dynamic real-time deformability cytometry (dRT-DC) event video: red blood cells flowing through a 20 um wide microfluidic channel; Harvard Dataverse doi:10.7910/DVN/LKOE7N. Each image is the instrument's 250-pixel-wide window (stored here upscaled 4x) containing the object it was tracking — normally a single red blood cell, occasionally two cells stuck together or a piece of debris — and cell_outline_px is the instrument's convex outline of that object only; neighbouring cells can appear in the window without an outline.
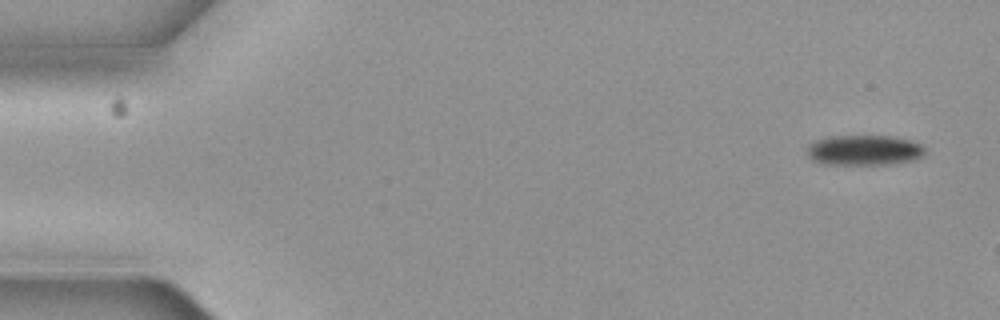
{"species": "common noctule bat (a hibernating species)", "species_latin": "Nyctalus noctula", "temperature_condition": "cold", "stored_images_in_passage": 3, "camera_frame_rate_fps": 3000, "um_per_image_px": 0.085, "animal": {"sex": "female", "body_mass_g": 19.3, "forearm_length_mm": 54.1}, "frame": {"image": 1, "passage_image": 1, "time_ms": 0.0, "image_size_px": [1000, 320], "cell_outline_px": [[924, 156], [916, 160], [896, 164], [820, 164], [812, 160], [808, 156], [808, 148], [816, 140], [832, 136], [888, 136], [908, 140], [920, 144], [924, 148]], "centroid_in_image_um": [73.48, 12.78], "position_along_channel_um": 11.5, "area_um2": 20.75}}